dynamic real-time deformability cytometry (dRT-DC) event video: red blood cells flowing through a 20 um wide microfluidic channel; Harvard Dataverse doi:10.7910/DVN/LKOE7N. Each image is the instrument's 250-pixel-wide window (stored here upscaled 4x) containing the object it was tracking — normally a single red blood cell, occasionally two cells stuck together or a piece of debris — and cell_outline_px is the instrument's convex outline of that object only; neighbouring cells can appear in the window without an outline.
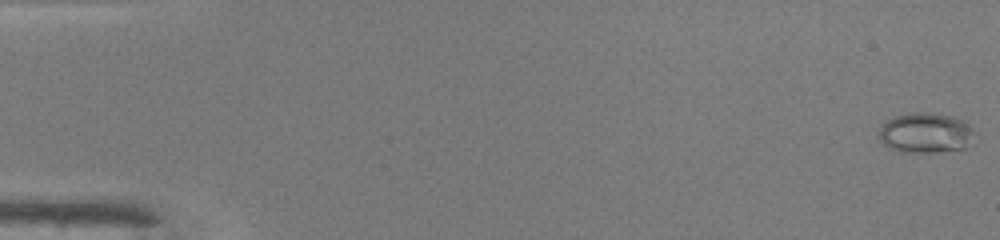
{"species": "common noctule bat (a hibernating species)", "species_latin": "Nyctalus noctula", "temperature_condition": "warm", "stored_images_in_passage": 50, "camera_frame_rate_fps": 3000, "um_per_image_px": 0.085, "animal": {"sex": "male", "body_mass_g": 19.0, "forearm_length_mm": 50.8}, "frame": {"image": 1, "passage_image": 1, "time_ms": 0.0, "image_size_px": [1000, 240], "cell_outline_px": [[972, 144], [968, 148], [940, 152], [896, 152], [888, 148], [880, 140], [880, 128], [888, 120], [896, 116], [908, 112], [932, 112], [952, 116], [964, 120], [972, 128]], "centroid_in_image_um": [78.7, 11.3], "position_along_channel_um": 6.3, "area_um2": 22.72}}
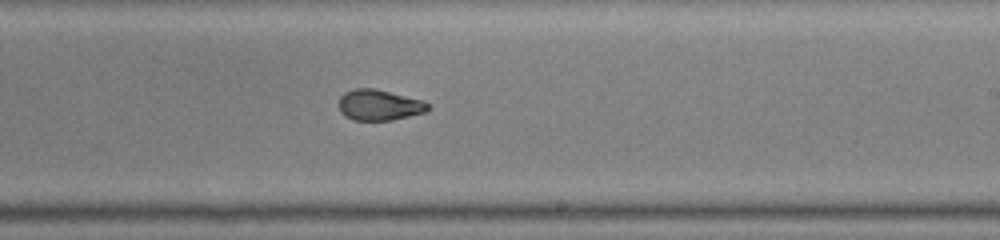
{"frame": {"image": 2, "passage_image": 31, "time_ms": 10.0, "image_size_px": [1000, 240], "cell_outline_px": [[428, 108], [424, 112], [392, 120], [352, 120], [344, 116], [340, 112], [336, 104], [340, 96], [344, 92], [356, 88], [372, 88], [424, 100], [428, 104]], "centroid_in_image_um": [32.15, 8.92], "position_along_channel_um": 256.9, "area_um2": 16.07}}
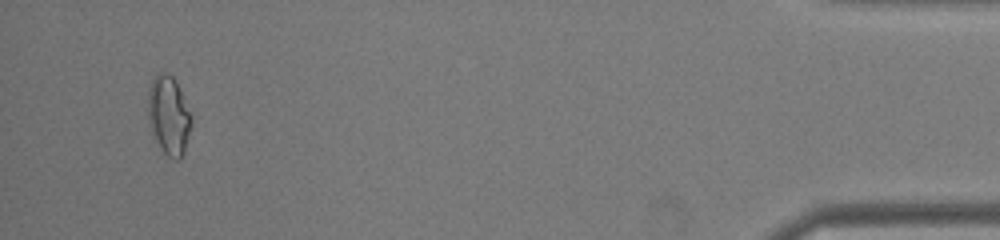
{"frame": {"image": 3, "passage_image": 48, "time_ms": 15.667, "image_size_px": [1000, 240], "cell_outline_px": [[192, 124], [184, 152], [176, 160], [168, 156], [164, 152], [152, 136], [148, 120], [148, 88], [152, 76], [156, 72], [164, 72], [172, 76], [176, 80], [192, 116]], "centroid_in_image_um": [14.32, 9.76], "position_along_channel_um": 420.9, "area_um2": 20.23}, "authors_computed_cell_mechanics": {"area_um2": 17.3978, "velocity_mm_per_s": 4.1622, "shape_relaxation_time_tau1_ms": 11.2795, "shape_relaxation_time_tau2_ms": 0.8977, "deformation_change_tau1": 0.3108, "deformation_change_tau2": 0.0602}}